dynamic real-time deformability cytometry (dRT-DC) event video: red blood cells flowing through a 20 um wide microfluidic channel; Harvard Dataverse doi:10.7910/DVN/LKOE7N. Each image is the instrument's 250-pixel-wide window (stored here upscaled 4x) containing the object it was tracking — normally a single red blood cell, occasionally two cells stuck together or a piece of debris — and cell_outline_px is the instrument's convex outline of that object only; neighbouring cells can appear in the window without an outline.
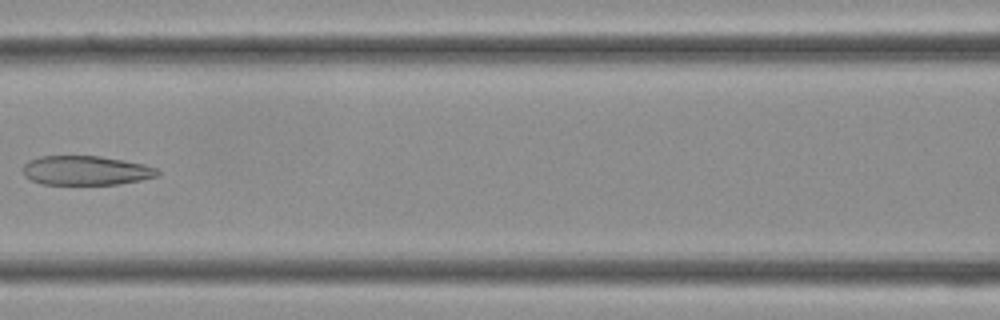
{"species": "Egyptian fruit bat (a non-hibernating species)", "species_latin": "Rousettus aegyptiacus", "temperature_condition": "cold", "stored_images_in_passage": 36, "camera_frame_rate_fps": 3000, "um_per_image_px": 0.085, "frame": {"image": 1, "passage_image": 16, "time_ms": 5.0, "image_size_px": [1000, 320], "cell_outline_px": [[160, 176], [140, 180], [116, 184], [40, 184], [24, 176], [24, 164], [28, 160], [40, 156], [100, 156], [144, 164], [156, 168], [160, 172]], "centroid_in_image_um": [7.3, 14.49], "position_along_channel_um": 159.3, "area_um2": 22.95}}
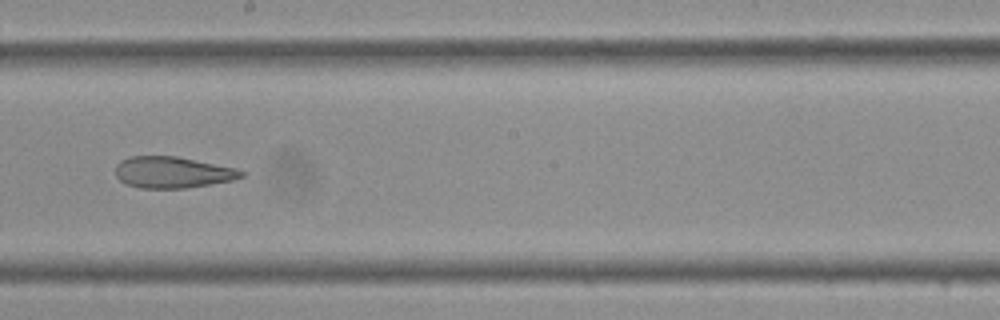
{"frame": {"image": 2, "passage_image": 20, "time_ms": 6.333, "image_size_px": [1000, 320], "cell_outline_px": [[244, 176], [232, 180], [184, 188], [140, 188], [124, 184], [116, 176], [116, 164], [120, 160], [128, 156], [176, 156], [236, 168], [244, 172]], "centroid_in_image_um": [14.61, 14.64], "position_along_channel_um": 233.6, "area_um2": 22.95}}
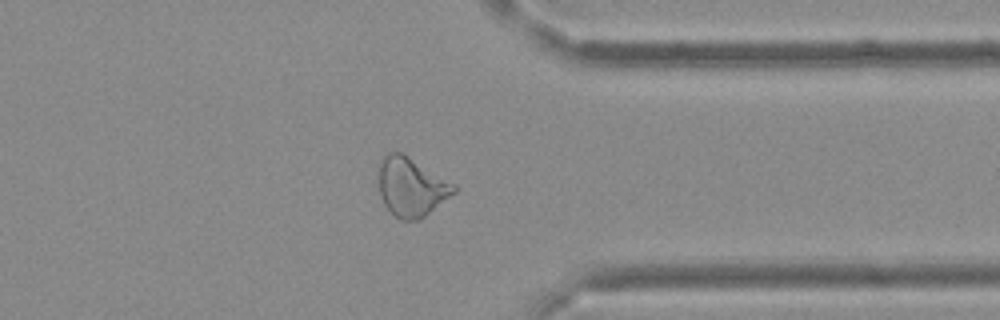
{"frame": {"image": 3, "passage_image": 28, "time_ms": 9.0, "image_size_px": [1000, 320], "cell_outline_px": [[456, 192], [420, 220], [400, 220], [384, 204], [380, 196], [380, 160], [388, 152], [400, 152], [408, 156], [456, 184]], "centroid_in_image_um": [34.99, 15.9], "position_along_channel_um": 376.4, "area_um2": 25.61}}